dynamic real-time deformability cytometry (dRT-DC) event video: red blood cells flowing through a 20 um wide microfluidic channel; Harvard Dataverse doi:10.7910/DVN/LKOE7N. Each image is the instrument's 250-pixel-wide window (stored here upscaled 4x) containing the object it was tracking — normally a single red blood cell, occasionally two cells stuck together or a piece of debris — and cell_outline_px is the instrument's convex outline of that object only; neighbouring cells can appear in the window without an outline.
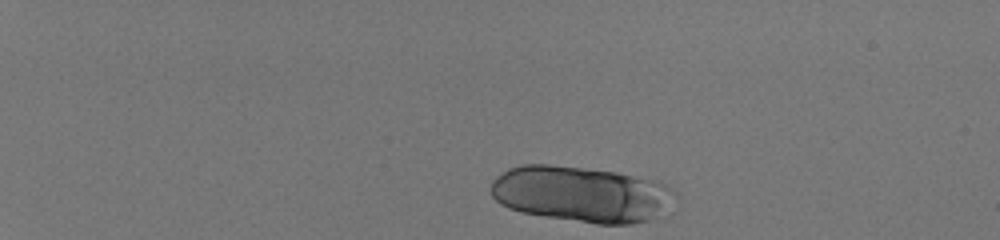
{"species": "human", "species_latin": "Homo sapiens", "temperature_condition": "room temperature", "stored_images_in_passage": 44, "segment_of_instrument_passage": [1, 2], "camera_frame_rate_fps": 3000, "um_per_image_px": 0.085, "donor": {"sex": "male"}, "frame": {"image": 1, "passage_image": 1, "time_ms": 0.0, "image_size_px": [1000, 240], "cell_outline_px": [[680, 196], [648, 220], [628, 224], [596, 224], [544, 216], [520, 212], [508, 208], [500, 204], [492, 196], [492, 180], [496, 176], [508, 168], [524, 164], [548, 164], [616, 172], [652, 180], [668, 184]], "centroid_in_image_um": [49.38, 16.49], "position_along_channel_um": 35.6, "area_um2": 59.88}}